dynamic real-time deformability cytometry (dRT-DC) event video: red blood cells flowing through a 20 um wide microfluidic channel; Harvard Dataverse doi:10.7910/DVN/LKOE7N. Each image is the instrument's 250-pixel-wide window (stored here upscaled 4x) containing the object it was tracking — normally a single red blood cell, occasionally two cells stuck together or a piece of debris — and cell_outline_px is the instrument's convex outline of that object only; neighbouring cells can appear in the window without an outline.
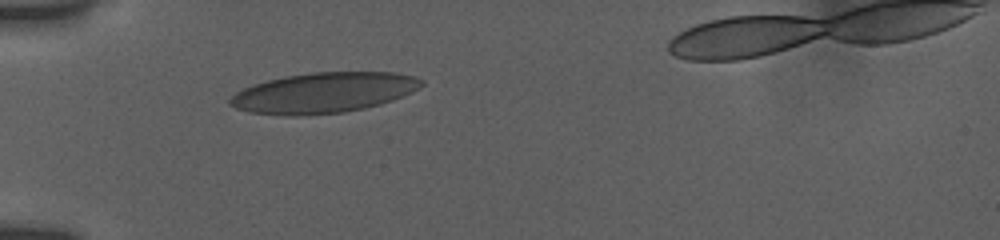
{"species": "human", "species_latin": "Homo sapiens", "temperature_condition": "room temperature", "stored_images_in_passage": 31, "camera_frame_rate_fps": 3000, "um_per_image_px": 0.085, "donor": {"sex": "female"}, "frame": {"image": 1, "passage_image": 1, "time_ms": 0.0, "image_size_px": [1000, 240], "cell_outline_px": [[424, 84], [392, 100], [380, 104], [364, 108], [344, 112], [300, 116], [288, 116], [248, 112], [236, 108], [228, 104], [228, 100], [236, 92], [244, 88], [268, 80], [284, 76], [312, 72], [396, 72], [412, 76], [424, 80]], "centroid_in_image_um": [27.46, 7.88], "position_along_channel_um": 57.5, "area_um2": 44.85}}
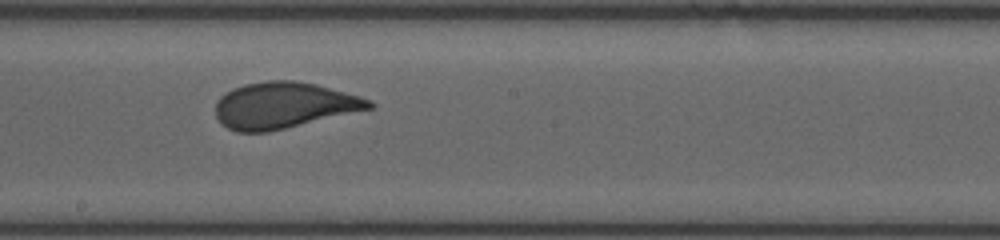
{"frame": {"image": 2, "passage_image": 15, "time_ms": 4.667, "image_size_px": [1000, 240], "cell_outline_px": [[376, 104], [372, 108], [268, 132], [236, 132], [220, 124], [216, 116], [216, 104], [220, 96], [232, 88], [244, 84], [268, 80], [292, 80], [316, 84], [360, 96], [372, 100]], "centroid_in_image_um": [24.09, 8.95], "position_along_channel_um": 224.1, "area_um2": 41.33}}
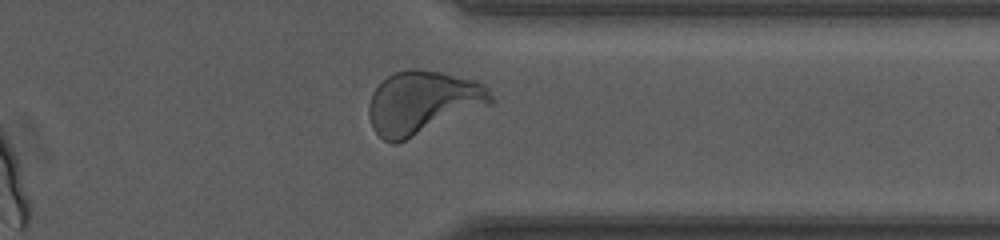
{"frame": {"image": 3, "passage_image": 27, "time_ms": 8.667, "image_size_px": [1000, 240], "cell_outline_px": [[496, 100], [492, 104], [396, 144], [392, 144], [384, 140], [372, 128], [368, 116], [368, 104], [372, 92], [388, 76], [396, 72], [408, 68], [420, 68], [440, 72], [476, 80], [484, 84], [488, 88]], "centroid_in_image_um": [35.93, 8.71], "position_along_channel_um": 375.5, "area_um2": 45.14}, "authors_computed_cell_mechanics": {"area_um2": 41.3848, "velocity_mm_per_s": 3.8253, "shape_relaxation_time_tau1_ms": 3.9035, "shape_relaxation_time_tau2_ms": null, "deformation_change_tau1": 0.1615, "deformation_change_tau2": null}}